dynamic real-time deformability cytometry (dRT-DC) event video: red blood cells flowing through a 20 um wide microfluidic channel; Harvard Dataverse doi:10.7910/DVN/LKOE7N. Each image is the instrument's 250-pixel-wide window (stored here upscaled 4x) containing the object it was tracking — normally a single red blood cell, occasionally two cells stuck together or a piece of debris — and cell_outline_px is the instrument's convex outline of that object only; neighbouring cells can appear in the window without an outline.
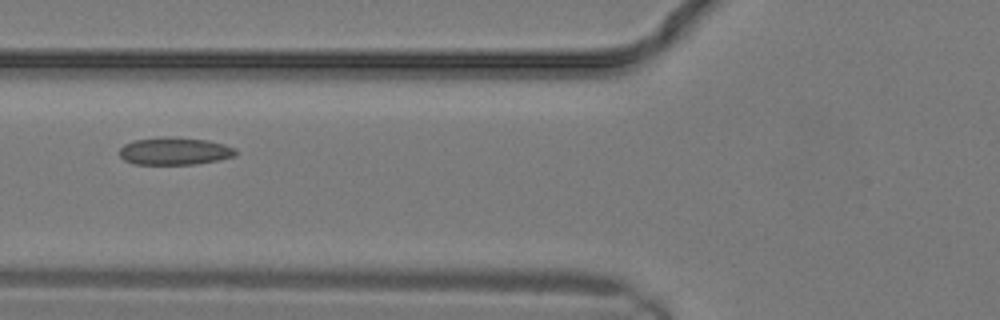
{"species": "common noctule bat (a hibernating species)", "species_latin": "Nyctalus noctula", "temperature_condition": "warm", "stored_images_in_passage": 10, "camera_frame_rate_fps": 3000, "um_per_image_px": 0.085, "animal": {"sex": "male", "body_mass_g": 19.2, "forearm_length_mm": 51.8}, "frame": {"image": 1, "passage_image": 9, "time_ms": 2.667, "image_size_px": [1000, 320], "cell_outline_px": [[236, 156], [196, 164], [132, 164], [124, 160], [120, 156], [120, 148], [124, 144], [132, 140], [168, 136], [208, 140], [224, 144], [236, 148]], "centroid_in_image_um": [14.83, 12.84], "position_along_channel_um": 111.0, "area_um2": 18.73}}